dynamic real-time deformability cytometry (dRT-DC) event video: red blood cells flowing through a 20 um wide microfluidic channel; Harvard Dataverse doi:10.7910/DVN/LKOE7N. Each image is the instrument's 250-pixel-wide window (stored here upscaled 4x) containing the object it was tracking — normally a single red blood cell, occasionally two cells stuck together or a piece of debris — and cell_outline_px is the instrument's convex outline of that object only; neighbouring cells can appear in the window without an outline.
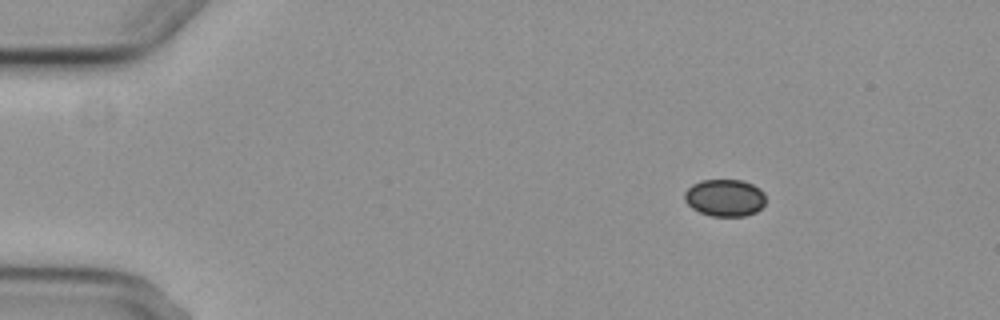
{"species": "common noctule bat (a hibernating species)", "species_latin": "Nyctalus noctula", "temperature_condition": "cold", "stored_images_in_passage": 4, "camera_frame_rate_fps": 3000, "um_per_image_px": 0.085, "animal": {"sex": "female", "body_mass_g": 29.2, "forearm_length_mm": 56.3}, "frame": {"image": 1, "passage_image": 1, "time_ms": 0.0, "image_size_px": [1000, 320], "cell_outline_px": [[764, 204], [756, 212], [744, 216], [712, 216], [700, 212], [692, 208], [684, 200], [684, 192], [692, 184], [700, 180], [740, 180], [752, 184], [760, 188], [764, 192]], "centroid_in_image_um": [61.59, 16.8], "position_along_channel_um": 23.4, "area_um2": 17.57}}